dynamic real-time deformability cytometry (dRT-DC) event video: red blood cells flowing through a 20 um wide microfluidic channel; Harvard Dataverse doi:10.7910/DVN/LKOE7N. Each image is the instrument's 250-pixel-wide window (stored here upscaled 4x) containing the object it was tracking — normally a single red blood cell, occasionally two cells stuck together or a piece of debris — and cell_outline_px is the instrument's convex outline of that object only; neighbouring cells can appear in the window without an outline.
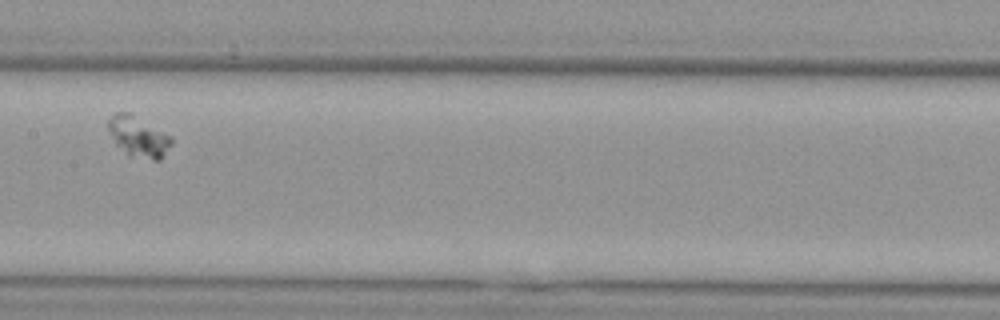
{"species": "Egyptian fruit bat (a non-hibernating species)", "species_latin": "Rousettus aegyptiacus", "temperature_condition": "cold", "stored_images_in_passage": 11, "camera_frame_rate_fps": 3000, "um_per_image_px": 0.085, "animal": {"sex": "female"}, "frame": {"image": 1, "passage_image": 4, "time_ms": 3.333, "image_size_px": [1000, 320], "cell_outline_px": [[172, 144], [160, 160], [152, 160], [128, 156], [116, 144], [108, 132], [108, 120], [112, 112], [132, 112], [172, 136]], "centroid_in_image_um": [11.75, 11.59], "position_along_channel_um": 195.6, "area_um2": 15.43}}
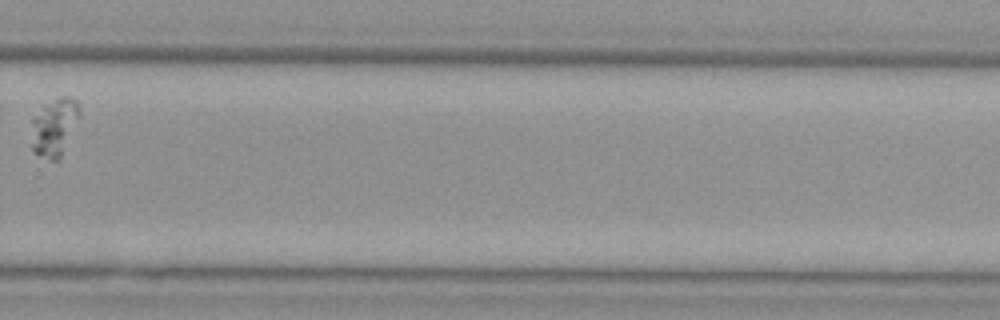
{"frame": {"image": 2, "passage_image": 7, "time_ms": 7.0, "image_size_px": [1000, 320], "cell_outline_px": [[80, 116], [60, 160], [48, 160], [32, 152], [32, 120], [44, 104], [60, 96], [68, 96], [76, 100], [80, 108]], "centroid_in_image_um": [4.63, 10.81], "position_along_channel_um": 325.2, "area_um2": 16.36}}
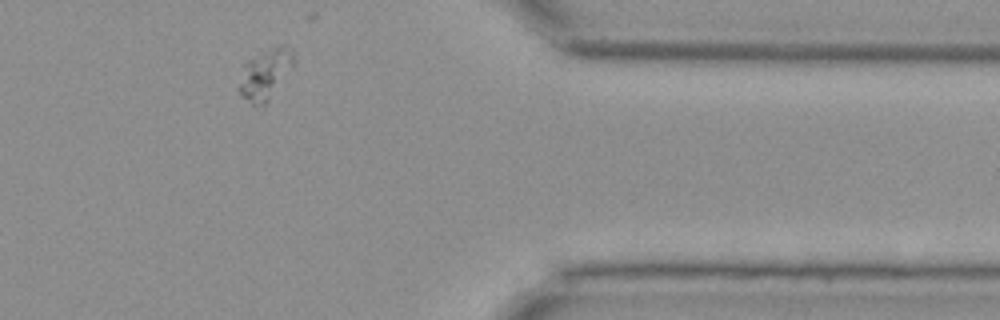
{"frame": {"image": 3, "passage_image": 9, "time_ms": 9.333, "image_size_px": [1000, 320], "cell_outline_px": [[292, 68], [268, 100], [264, 104], [252, 104], [240, 96], [236, 88], [244, 64], [260, 48], [284, 44], [292, 48]], "centroid_in_image_um": [22.49, 6.23], "position_along_channel_um": 388.9, "area_um2": 16.36}}